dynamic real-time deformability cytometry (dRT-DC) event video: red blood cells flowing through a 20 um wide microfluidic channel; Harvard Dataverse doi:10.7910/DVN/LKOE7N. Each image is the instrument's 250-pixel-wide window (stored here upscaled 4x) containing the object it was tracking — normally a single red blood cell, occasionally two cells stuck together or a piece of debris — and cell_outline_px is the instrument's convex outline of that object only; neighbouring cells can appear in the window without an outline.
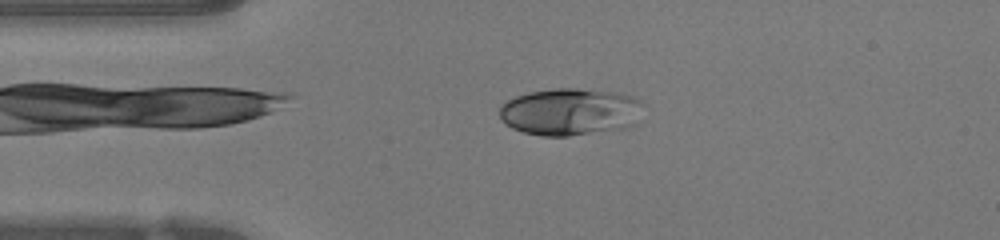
{"species": "human", "species_latin": "Homo sapiens", "temperature_condition": "warm", "stored_images_in_passage": 46, "camera_frame_rate_fps": 3000, "um_per_image_px": 0.085, "donor": {"sex": "female"}, "frame": {"image": 1, "passage_image": 9, "time_ms": 2.667, "image_size_px": [1000, 240], "cell_outline_px": [[644, 104], [636, 124], [628, 128], [568, 136], [540, 136], [524, 132], [512, 128], [504, 124], [500, 120], [500, 104], [504, 100], [528, 92], [552, 88], [576, 88], [612, 92], [632, 96], [644, 100]], "centroid_in_image_um": [48.46, 9.5], "position_along_channel_um": 36.5, "area_um2": 40.23}}
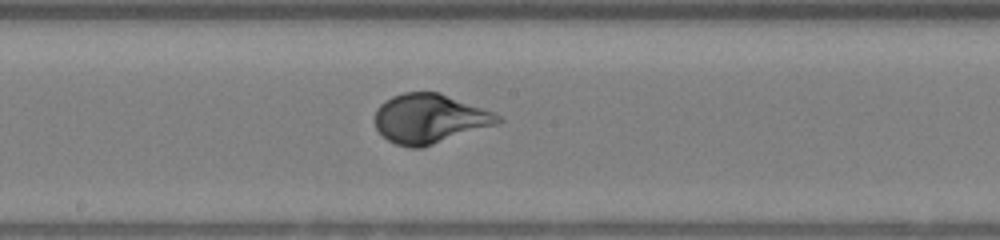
{"frame": {"image": 2, "passage_image": 23, "time_ms": 7.333, "image_size_px": [1000, 240], "cell_outline_px": [[504, 120], [496, 124], [420, 148], [408, 148], [396, 144], [388, 140], [376, 128], [376, 108], [380, 104], [392, 96], [404, 92], [440, 92], [496, 112]], "centroid_in_image_um": [36.53, 10.07], "position_along_channel_um": 211.7, "area_um2": 35.26}}
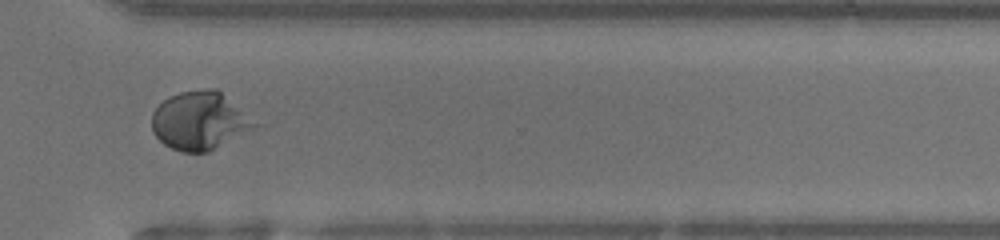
{"frame": {"image": 3, "passage_image": 33, "time_ms": 10.667, "image_size_px": [1000, 240], "cell_outline_px": [[268, 124], [208, 152], [180, 152], [164, 144], [152, 132], [152, 112], [168, 96], [180, 92], [208, 88], [216, 88]], "centroid_in_image_um": [17.15, 10.26], "position_along_channel_um": 353.5, "area_um2": 36.36}, "authors_computed_cell_mechanics": {"area_um2": 35.7493, "velocity_mm_per_s": 4.2613, "shape_relaxation_time_tau1_ms": 3.7151, "shape_relaxation_time_tau2_ms": null, "deformation_change_tau1": 0.2403, "deformation_change_tau2": null}}